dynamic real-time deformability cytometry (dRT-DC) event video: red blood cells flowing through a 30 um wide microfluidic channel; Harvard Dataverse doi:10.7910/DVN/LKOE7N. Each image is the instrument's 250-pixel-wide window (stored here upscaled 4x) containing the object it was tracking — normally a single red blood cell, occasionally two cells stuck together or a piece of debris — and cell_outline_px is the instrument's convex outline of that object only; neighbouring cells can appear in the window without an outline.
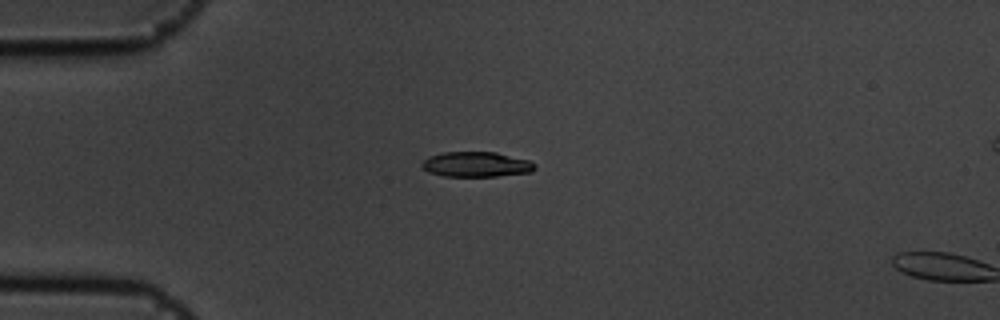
{"species": "common noctule bat (a hibernating species)", "species_latin": "Nyctalus noctula", "temperature_condition": "cold", "stored_images_in_passage": 5, "camera_frame_rate_fps": 3000, "um_per_image_px": 0.085, "animal": {"sex": "male", "body_mass_g": 19.5, "forearm_length_mm": 54.6}, "frame": {"image": 1, "passage_image": 4, "time_ms": 1.0, "image_size_px": [1000, 320], "cell_outline_px": [[536, 168], [532, 172], [496, 176], [444, 176], [428, 172], [420, 164], [428, 156], [444, 152], [496, 152], [528, 160], [536, 164]], "centroid_in_image_um": [40.49, 13.97], "position_along_channel_um": 44.5, "area_um2": 16.53}}